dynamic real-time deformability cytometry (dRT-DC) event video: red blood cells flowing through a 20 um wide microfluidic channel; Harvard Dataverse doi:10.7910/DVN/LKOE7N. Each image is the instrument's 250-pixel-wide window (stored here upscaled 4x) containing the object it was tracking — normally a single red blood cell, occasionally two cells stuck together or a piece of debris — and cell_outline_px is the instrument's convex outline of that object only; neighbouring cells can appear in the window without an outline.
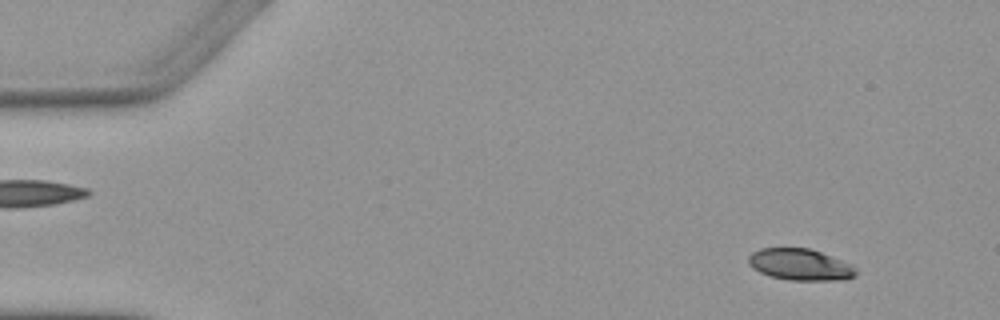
{"species": "Egyptian fruit bat (a non-hibernating species)", "species_latin": "Rousettus aegyptiacus", "temperature_condition": "warm", "stored_images_in_passage": 4, "camera_frame_rate_fps": 3000, "um_per_image_px": 0.085, "animal": {"sex": "female"}, "frame": {"image": 1, "passage_image": 1, "time_ms": 0.0, "image_size_px": [1000, 320], "cell_outline_px": [[856, 276], [844, 280], [788, 280], [772, 276], [760, 272], [752, 268], [748, 264], [748, 256], [752, 252], [760, 248], [808, 248], [832, 256], [852, 264], [856, 268]], "centroid_in_image_um": [68.02, 22.49], "position_along_channel_um": 17.0, "area_um2": 19.83}}
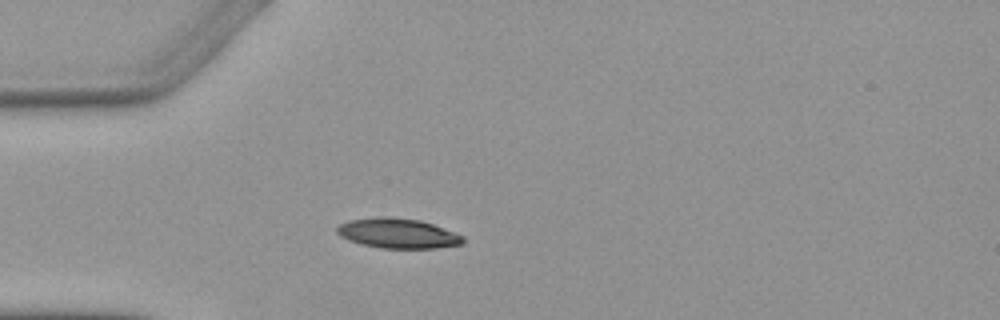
{"frame": {"image": 2, "passage_image": 4, "time_ms": 3.333, "image_size_px": [1000, 320], "cell_outline_px": [[464, 240], [460, 244], [436, 248], [380, 248], [348, 240], [340, 236], [336, 232], [336, 228], [340, 224], [348, 220], [380, 216], [384, 216], [420, 220], [432, 224], [464, 236]], "centroid_in_image_um": [33.78, 19.82], "position_along_channel_um": 51.2, "area_um2": 21.79}}